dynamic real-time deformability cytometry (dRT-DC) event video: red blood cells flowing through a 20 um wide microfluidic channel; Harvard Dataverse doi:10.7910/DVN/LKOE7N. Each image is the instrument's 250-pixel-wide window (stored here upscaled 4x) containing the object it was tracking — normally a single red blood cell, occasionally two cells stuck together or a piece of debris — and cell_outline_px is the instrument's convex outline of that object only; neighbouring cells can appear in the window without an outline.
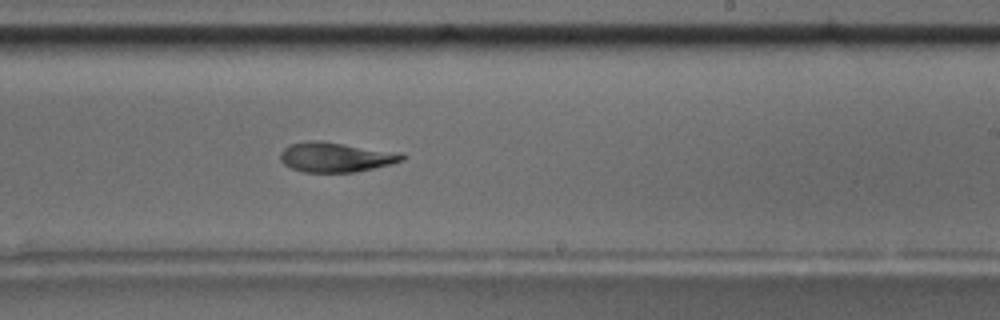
{"species": "common noctule bat (a hibernating species)", "species_latin": "Nyctalus noctula", "temperature_condition": "room temperature", "stored_images_in_passage": 44, "camera_frame_rate_fps": 3000, "um_per_image_px": 0.085, "animal": {"sex": "male", "body_mass_g": 17.5, "forearm_length_mm": 52.3}, "frame": {"image": 1, "passage_image": 26, "time_ms": 8.333, "image_size_px": [1000, 320], "cell_outline_px": [[408, 156], [404, 160], [392, 164], [356, 172], [300, 172], [284, 164], [280, 160], [280, 152], [288, 144], [308, 140], [320, 140], [404, 152]], "centroid_in_image_um": [28.59, 13.34], "position_along_channel_um": 260.4, "area_um2": 21.73}}
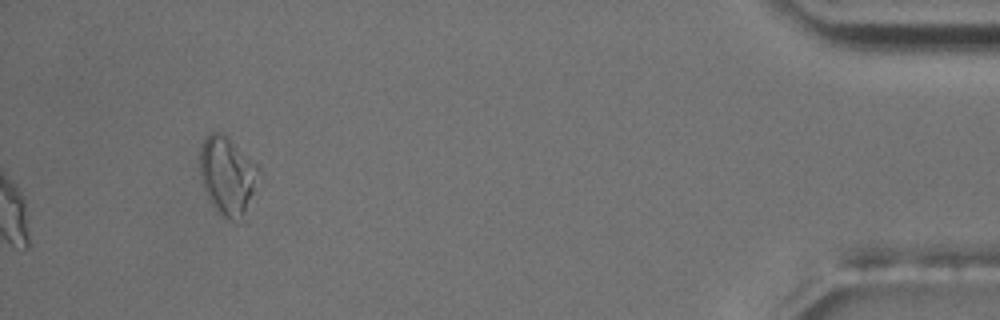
{"frame": {"image": 2, "passage_image": 44, "time_ms": 14.333, "image_size_px": [1000, 320], "cell_outline_px": [[260, 168], [244, 224], [236, 224], [228, 220], [212, 204], [204, 188], [200, 176], [200, 148], [208, 132], [220, 132], [256, 164]], "centroid_in_image_um": [19.34, 15.02], "position_along_channel_um": 415.9, "area_um2": 26.7}, "authors_computed_cell_mechanics": {"area_um2": 21.5305, "velocity_mm_per_s": 3.6893, "shape_relaxation_time_tau1_ms": null, "shape_relaxation_time_tau2_ms": 5.1903, "deformation_change_tau1": null, "deformation_change_tau2": 0.102}}